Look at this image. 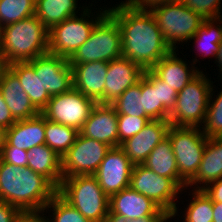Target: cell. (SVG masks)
<instances>
[{"mask_svg": "<svg viewBox=\"0 0 222 222\" xmlns=\"http://www.w3.org/2000/svg\"><path fill=\"white\" fill-rule=\"evenodd\" d=\"M108 13L119 24L122 57L144 70H150L172 50L149 10L136 9L126 1H121L108 8Z\"/></svg>", "mask_w": 222, "mask_h": 222, "instance_id": "cell-1", "label": "cell"}, {"mask_svg": "<svg viewBox=\"0 0 222 222\" xmlns=\"http://www.w3.org/2000/svg\"><path fill=\"white\" fill-rule=\"evenodd\" d=\"M56 193L57 188L43 175L0 160V201L23 213H42Z\"/></svg>", "mask_w": 222, "mask_h": 222, "instance_id": "cell-2", "label": "cell"}, {"mask_svg": "<svg viewBox=\"0 0 222 222\" xmlns=\"http://www.w3.org/2000/svg\"><path fill=\"white\" fill-rule=\"evenodd\" d=\"M49 52V30L34 15L0 28V56L8 65Z\"/></svg>", "mask_w": 222, "mask_h": 222, "instance_id": "cell-3", "label": "cell"}, {"mask_svg": "<svg viewBox=\"0 0 222 222\" xmlns=\"http://www.w3.org/2000/svg\"><path fill=\"white\" fill-rule=\"evenodd\" d=\"M57 192L91 222H105L109 197L94 175L63 178Z\"/></svg>", "mask_w": 222, "mask_h": 222, "instance_id": "cell-4", "label": "cell"}, {"mask_svg": "<svg viewBox=\"0 0 222 222\" xmlns=\"http://www.w3.org/2000/svg\"><path fill=\"white\" fill-rule=\"evenodd\" d=\"M212 85L213 81L201 71L178 92L175 106L169 113L170 126L201 128L205 122Z\"/></svg>", "mask_w": 222, "mask_h": 222, "instance_id": "cell-5", "label": "cell"}, {"mask_svg": "<svg viewBox=\"0 0 222 222\" xmlns=\"http://www.w3.org/2000/svg\"><path fill=\"white\" fill-rule=\"evenodd\" d=\"M81 9L83 11L80 17H69L49 30V53L69 59L87 41L94 26L108 13V8L102 7L97 15L91 13L92 9L87 5Z\"/></svg>", "mask_w": 222, "mask_h": 222, "instance_id": "cell-6", "label": "cell"}, {"mask_svg": "<svg viewBox=\"0 0 222 222\" xmlns=\"http://www.w3.org/2000/svg\"><path fill=\"white\" fill-rule=\"evenodd\" d=\"M122 57L121 32L117 21L107 13L93 28L87 41L68 59L70 64L110 62Z\"/></svg>", "mask_w": 222, "mask_h": 222, "instance_id": "cell-7", "label": "cell"}, {"mask_svg": "<svg viewBox=\"0 0 222 222\" xmlns=\"http://www.w3.org/2000/svg\"><path fill=\"white\" fill-rule=\"evenodd\" d=\"M149 11L160 28L164 40L172 50L178 49L176 44L190 41L204 20L180 0L155 6Z\"/></svg>", "mask_w": 222, "mask_h": 222, "instance_id": "cell-8", "label": "cell"}, {"mask_svg": "<svg viewBox=\"0 0 222 222\" xmlns=\"http://www.w3.org/2000/svg\"><path fill=\"white\" fill-rule=\"evenodd\" d=\"M167 136L178 166L179 177L187 184L197 173L207 136L200 127L170 126Z\"/></svg>", "mask_w": 222, "mask_h": 222, "instance_id": "cell-9", "label": "cell"}, {"mask_svg": "<svg viewBox=\"0 0 222 222\" xmlns=\"http://www.w3.org/2000/svg\"><path fill=\"white\" fill-rule=\"evenodd\" d=\"M129 187L158 204L170 218L178 214L177 195L182 189L171 179L157 175L143 164L133 166Z\"/></svg>", "mask_w": 222, "mask_h": 222, "instance_id": "cell-10", "label": "cell"}, {"mask_svg": "<svg viewBox=\"0 0 222 222\" xmlns=\"http://www.w3.org/2000/svg\"><path fill=\"white\" fill-rule=\"evenodd\" d=\"M96 104L73 87L68 92L51 96L41 114L51 122L80 131Z\"/></svg>", "mask_w": 222, "mask_h": 222, "instance_id": "cell-11", "label": "cell"}, {"mask_svg": "<svg viewBox=\"0 0 222 222\" xmlns=\"http://www.w3.org/2000/svg\"><path fill=\"white\" fill-rule=\"evenodd\" d=\"M110 148L104 142L78 133L74 144L61 157L63 178L94 175Z\"/></svg>", "mask_w": 222, "mask_h": 222, "instance_id": "cell-12", "label": "cell"}, {"mask_svg": "<svg viewBox=\"0 0 222 222\" xmlns=\"http://www.w3.org/2000/svg\"><path fill=\"white\" fill-rule=\"evenodd\" d=\"M27 62L50 96L68 92L74 87L73 71L67 58L48 52Z\"/></svg>", "mask_w": 222, "mask_h": 222, "instance_id": "cell-13", "label": "cell"}, {"mask_svg": "<svg viewBox=\"0 0 222 222\" xmlns=\"http://www.w3.org/2000/svg\"><path fill=\"white\" fill-rule=\"evenodd\" d=\"M133 166L120 146L111 147L94 176L103 192L110 197L129 187Z\"/></svg>", "mask_w": 222, "mask_h": 222, "instance_id": "cell-14", "label": "cell"}, {"mask_svg": "<svg viewBox=\"0 0 222 222\" xmlns=\"http://www.w3.org/2000/svg\"><path fill=\"white\" fill-rule=\"evenodd\" d=\"M170 123L167 120H150L136 135L120 145L125 155L134 164H143L151 151L167 137Z\"/></svg>", "mask_w": 222, "mask_h": 222, "instance_id": "cell-15", "label": "cell"}, {"mask_svg": "<svg viewBox=\"0 0 222 222\" xmlns=\"http://www.w3.org/2000/svg\"><path fill=\"white\" fill-rule=\"evenodd\" d=\"M144 71L141 66L125 57L108 62L103 104H111L130 86L139 82Z\"/></svg>", "mask_w": 222, "mask_h": 222, "instance_id": "cell-16", "label": "cell"}, {"mask_svg": "<svg viewBox=\"0 0 222 222\" xmlns=\"http://www.w3.org/2000/svg\"><path fill=\"white\" fill-rule=\"evenodd\" d=\"M118 115L111 104L97 103L79 133L101 141L110 147L118 146Z\"/></svg>", "mask_w": 222, "mask_h": 222, "instance_id": "cell-17", "label": "cell"}, {"mask_svg": "<svg viewBox=\"0 0 222 222\" xmlns=\"http://www.w3.org/2000/svg\"><path fill=\"white\" fill-rule=\"evenodd\" d=\"M176 52H178V50H171L156 63L150 71L178 93L194 79L201 70L199 71V69L194 66L199 62L197 57L193 59L190 67V65L188 66L186 63V60L184 61L177 56L179 54Z\"/></svg>", "mask_w": 222, "mask_h": 222, "instance_id": "cell-18", "label": "cell"}, {"mask_svg": "<svg viewBox=\"0 0 222 222\" xmlns=\"http://www.w3.org/2000/svg\"><path fill=\"white\" fill-rule=\"evenodd\" d=\"M70 65L73 71L74 88L96 103L103 104L108 62L94 61Z\"/></svg>", "mask_w": 222, "mask_h": 222, "instance_id": "cell-19", "label": "cell"}, {"mask_svg": "<svg viewBox=\"0 0 222 222\" xmlns=\"http://www.w3.org/2000/svg\"><path fill=\"white\" fill-rule=\"evenodd\" d=\"M109 210L129 220L148 215H169L153 200L130 187L109 197Z\"/></svg>", "mask_w": 222, "mask_h": 222, "instance_id": "cell-20", "label": "cell"}, {"mask_svg": "<svg viewBox=\"0 0 222 222\" xmlns=\"http://www.w3.org/2000/svg\"><path fill=\"white\" fill-rule=\"evenodd\" d=\"M0 91L16 121L30 119L40 114L25 93L18 77L7 66L0 76Z\"/></svg>", "mask_w": 222, "mask_h": 222, "instance_id": "cell-21", "label": "cell"}, {"mask_svg": "<svg viewBox=\"0 0 222 222\" xmlns=\"http://www.w3.org/2000/svg\"><path fill=\"white\" fill-rule=\"evenodd\" d=\"M2 139L9 146L26 151L45 144V117L40 113L30 119L16 121L2 133Z\"/></svg>", "mask_w": 222, "mask_h": 222, "instance_id": "cell-22", "label": "cell"}, {"mask_svg": "<svg viewBox=\"0 0 222 222\" xmlns=\"http://www.w3.org/2000/svg\"><path fill=\"white\" fill-rule=\"evenodd\" d=\"M220 178H222V137H209L197 173L186 184V189L195 186L194 190H202Z\"/></svg>", "mask_w": 222, "mask_h": 222, "instance_id": "cell-23", "label": "cell"}, {"mask_svg": "<svg viewBox=\"0 0 222 222\" xmlns=\"http://www.w3.org/2000/svg\"><path fill=\"white\" fill-rule=\"evenodd\" d=\"M143 165L159 176L171 178L182 190L186 189V183L179 177L177 162L168 136L151 151Z\"/></svg>", "mask_w": 222, "mask_h": 222, "instance_id": "cell-24", "label": "cell"}, {"mask_svg": "<svg viewBox=\"0 0 222 222\" xmlns=\"http://www.w3.org/2000/svg\"><path fill=\"white\" fill-rule=\"evenodd\" d=\"M28 167L46 177L57 189L60 187L63 179L61 157L46 144L28 150Z\"/></svg>", "mask_w": 222, "mask_h": 222, "instance_id": "cell-25", "label": "cell"}, {"mask_svg": "<svg viewBox=\"0 0 222 222\" xmlns=\"http://www.w3.org/2000/svg\"><path fill=\"white\" fill-rule=\"evenodd\" d=\"M19 79L33 106L41 113L51 96L43 89L40 77L28 62H13L6 65Z\"/></svg>", "mask_w": 222, "mask_h": 222, "instance_id": "cell-26", "label": "cell"}, {"mask_svg": "<svg viewBox=\"0 0 222 222\" xmlns=\"http://www.w3.org/2000/svg\"><path fill=\"white\" fill-rule=\"evenodd\" d=\"M77 2L78 0H35V16L50 30L80 11L77 10Z\"/></svg>", "mask_w": 222, "mask_h": 222, "instance_id": "cell-27", "label": "cell"}, {"mask_svg": "<svg viewBox=\"0 0 222 222\" xmlns=\"http://www.w3.org/2000/svg\"><path fill=\"white\" fill-rule=\"evenodd\" d=\"M191 40H194V43H196L194 46H197L196 49L202 54L203 58L212 56L216 60L219 43L222 40V17L203 20L190 42Z\"/></svg>", "mask_w": 222, "mask_h": 222, "instance_id": "cell-28", "label": "cell"}, {"mask_svg": "<svg viewBox=\"0 0 222 222\" xmlns=\"http://www.w3.org/2000/svg\"><path fill=\"white\" fill-rule=\"evenodd\" d=\"M143 110L150 120H167L169 111L159 102L158 87H154V74L145 70L141 78Z\"/></svg>", "mask_w": 222, "mask_h": 222, "instance_id": "cell-29", "label": "cell"}, {"mask_svg": "<svg viewBox=\"0 0 222 222\" xmlns=\"http://www.w3.org/2000/svg\"><path fill=\"white\" fill-rule=\"evenodd\" d=\"M79 131L45 118V144L62 157L74 144Z\"/></svg>", "mask_w": 222, "mask_h": 222, "instance_id": "cell-30", "label": "cell"}, {"mask_svg": "<svg viewBox=\"0 0 222 222\" xmlns=\"http://www.w3.org/2000/svg\"><path fill=\"white\" fill-rule=\"evenodd\" d=\"M141 94V79L136 84L125 90L111 105L117 115H130L136 117H147L143 110Z\"/></svg>", "mask_w": 222, "mask_h": 222, "instance_id": "cell-31", "label": "cell"}, {"mask_svg": "<svg viewBox=\"0 0 222 222\" xmlns=\"http://www.w3.org/2000/svg\"><path fill=\"white\" fill-rule=\"evenodd\" d=\"M35 15V0H0V28Z\"/></svg>", "mask_w": 222, "mask_h": 222, "instance_id": "cell-32", "label": "cell"}, {"mask_svg": "<svg viewBox=\"0 0 222 222\" xmlns=\"http://www.w3.org/2000/svg\"><path fill=\"white\" fill-rule=\"evenodd\" d=\"M192 201L185 208L183 222H213V201L203 190H192Z\"/></svg>", "mask_w": 222, "mask_h": 222, "instance_id": "cell-33", "label": "cell"}, {"mask_svg": "<svg viewBox=\"0 0 222 222\" xmlns=\"http://www.w3.org/2000/svg\"><path fill=\"white\" fill-rule=\"evenodd\" d=\"M45 210L52 211L51 213L53 214L50 215V218L47 217L48 222H91L68 203L58 192L44 207L43 213Z\"/></svg>", "mask_w": 222, "mask_h": 222, "instance_id": "cell-34", "label": "cell"}, {"mask_svg": "<svg viewBox=\"0 0 222 222\" xmlns=\"http://www.w3.org/2000/svg\"><path fill=\"white\" fill-rule=\"evenodd\" d=\"M213 85L209 95L208 108L202 132L209 137H222V90L215 99L212 98ZM213 99V100H212Z\"/></svg>", "mask_w": 222, "mask_h": 222, "instance_id": "cell-35", "label": "cell"}, {"mask_svg": "<svg viewBox=\"0 0 222 222\" xmlns=\"http://www.w3.org/2000/svg\"><path fill=\"white\" fill-rule=\"evenodd\" d=\"M149 121L148 117L118 115V146L126 139L138 134Z\"/></svg>", "mask_w": 222, "mask_h": 222, "instance_id": "cell-36", "label": "cell"}, {"mask_svg": "<svg viewBox=\"0 0 222 222\" xmlns=\"http://www.w3.org/2000/svg\"><path fill=\"white\" fill-rule=\"evenodd\" d=\"M190 10L202 19H216L222 17V0H180Z\"/></svg>", "mask_w": 222, "mask_h": 222, "instance_id": "cell-37", "label": "cell"}, {"mask_svg": "<svg viewBox=\"0 0 222 222\" xmlns=\"http://www.w3.org/2000/svg\"><path fill=\"white\" fill-rule=\"evenodd\" d=\"M0 160L8 164L25 168L28 167V151L18 149L15 146H9L2 139L0 145Z\"/></svg>", "mask_w": 222, "mask_h": 222, "instance_id": "cell-38", "label": "cell"}, {"mask_svg": "<svg viewBox=\"0 0 222 222\" xmlns=\"http://www.w3.org/2000/svg\"><path fill=\"white\" fill-rule=\"evenodd\" d=\"M154 87H158V95H159V102L171 112L175 106L177 92L172 89L167 83L160 80L154 75Z\"/></svg>", "mask_w": 222, "mask_h": 222, "instance_id": "cell-39", "label": "cell"}, {"mask_svg": "<svg viewBox=\"0 0 222 222\" xmlns=\"http://www.w3.org/2000/svg\"><path fill=\"white\" fill-rule=\"evenodd\" d=\"M170 215H148L140 218L127 219L125 216L112 213L110 210L106 216L105 222H167Z\"/></svg>", "mask_w": 222, "mask_h": 222, "instance_id": "cell-40", "label": "cell"}, {"mask_svg": "<svg viewBox=\"0 0 222 222\" xmlns=\"http://www.w3.org/2000/svg\"><path fill=\"white\" fill-rule=\"evenodd\" d=\"M23 212L7 202L0 201V222H18Z\"/></svg>", "mask_w": 222, "mask_h": 222, "instance_id": "cell-41", "label": "cell"}, {"mask_svg": "<svg viewBox=\"0 0 222 222\" xmlns=\"http://www.w3.org/2000/svg\"><path fill=\"white\" fill-rule=\"evenodd\" d=\"M16 120L13 118L11 111L4 101L3 95L0 91V132H4L10 128Z\"/></svg>", "mask_w": 222, "mask_h": 222, "instance_id": "cell-42", "label": "cell"}, {"mask_svg": "<svg viewBox=\"0 0 222 222\" xmlns=\"http://www.w3.org/2000/svg\"><path fill=\"white\" fill-rule=\"evenodd\" d=\"M213 202H222V178L202 189Z\"/></svg>", "mask_w": 222, "mask_h": 222, "instance_id": "cell-43", "label": "cell"}, {"mask_svg": "<svg viewBox=\"0 0 222 222\" xmlns=\"http://www.w3.org/2000/svg\"><path fill=\"white\" fill-rule=\"evenodd\" d=\"M176 0H126V2L136 8L141 10H150L155 6L162 5L168 2H173Z\"/></svg>", "mask_w": 222, "mask_h": 222, "instance_id": "cell-44", "label": "cell"}, {"mask_svg": "<svg viewBox=\"0 0 222 222\" xmlns=\"http://www.w3.org/2000/svg\"><path fill=\"white\" fill-rule=\"evenodd\" d=\"M44 213H23L18 222H48Z\"/></svg>", "mask_w": 222, "mask_h": 222, "instance_id": "cell-45", "label": "cell"}, {"mask_svg": "<svg viewBox=\"0 0 222 222\" xmlns=\"http://www.w3.org/2000/svg\"><path fill=\"white\" fill-rule=\"evenodd\" d=\"M213 222H222V202H213Z\"/></svg>", "mask_w": 222, "mask_h": 222, "instance_id": "cell-46", "label": "cell"}, {"mask_svg": "<svg viewBox=\"0 0 222 222\" xmlns=\"http://www.w3.org/2000/svg\"><path fill=\"white\" fill-rule=\"evenodd\" d=\"M217 62V63H216ZM216 62H214L218 68H219V75H220V79L222 80V40L221 42L219 43V48H218V52H217V58H216Z\"/></svg>", "mask_w": 222, "mask_h": 222, "instance_id": "cell-47", "label": "cell"}, {"mask_svg": "<svg viewBox=\"0 0 222 222\" xmlns=\"http://www.w3.org/2000/svg\"><path fill=\"white\" fill-rule=\"evenodd\" d=\"M5 67H6V64L4 60L2 59V57L0 56V76Z\"/></svg>", "mask_w": 222, "mask_h": 222, "instance_id": "cell-48", "label": "cell"}, {"mask_svg": "<svg viewBox=\"0 0 222 222\" xmlns=\"http://www.w3.org/2000/svg\"><path fill=\"white\" fill-rule=\"evenodd\" d=\"M1 140H2V132H0V145H1Z\"/></svg>", "mask_w": 222, "mask_h": 222, "instance_id": "cell-49", "label": "cell"}]
</instances>
